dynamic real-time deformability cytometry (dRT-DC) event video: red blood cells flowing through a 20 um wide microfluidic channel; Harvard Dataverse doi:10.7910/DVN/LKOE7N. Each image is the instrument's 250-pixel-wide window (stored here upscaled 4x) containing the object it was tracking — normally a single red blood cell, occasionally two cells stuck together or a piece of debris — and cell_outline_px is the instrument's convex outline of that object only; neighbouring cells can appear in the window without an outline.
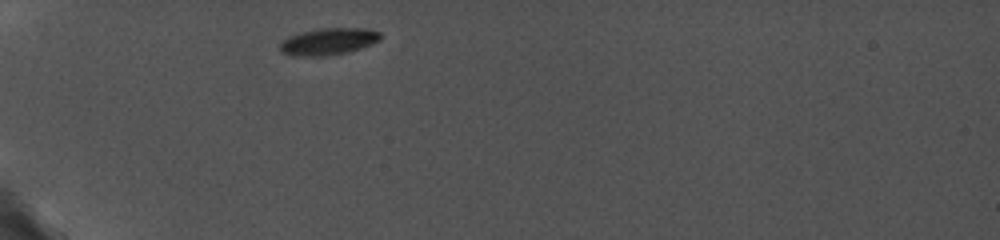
{"species": "common noctule bat (a hibernating species)", "species_latin": "Nyctalus noctula", "temperature_condition": "cold", "stored_images_in_passage": 17, "camera_frame_rate_fps": 5000, "um_per_image_px": 0.085, "animal": {"sex": "female", "body_mass_g": 19.0, "forearm_length_mm": 56.7}, "frame": {"image": 1, "passage_image": 1, "time_ms": 0.0, "image_size_px": [1000, 240], "cell_outline_px": [[380, 40], [372, 44], [348, 52], [328, 56], [292, 56], [280, 52], [280, 44], [288, 36], [300, 32], [320, 28], [368, 28], [380, 32]], "centroid_in_image_um": [27.91, 3.53], "position_along_channel_um": 57.1, "area_um2": 15.9}}
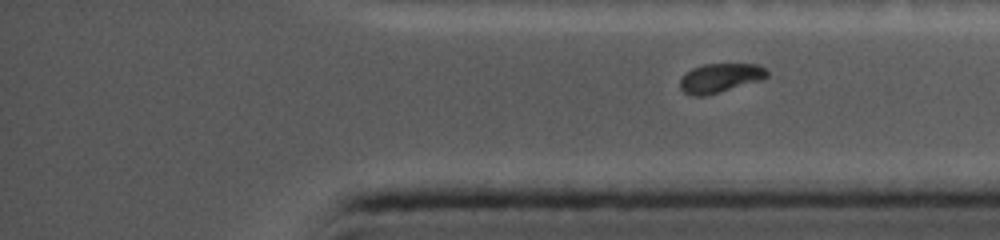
{"frame": {"image": 2, "passage_image": 17, "time_ms": 9.0, "image_size_px": [1000, 240], "cell_outline_px": [[768, 76], [764, 80], [720, 92], [704, 96], [692, 96], [684, 92], [680, 88], [680, 80], [692, 68], [704, 64], [760, 64], [768, 72]], "centroid_in_image_um": [61.25, 6.63], "position_along_channel_um": 373.9, "area_um2": 14.85}}